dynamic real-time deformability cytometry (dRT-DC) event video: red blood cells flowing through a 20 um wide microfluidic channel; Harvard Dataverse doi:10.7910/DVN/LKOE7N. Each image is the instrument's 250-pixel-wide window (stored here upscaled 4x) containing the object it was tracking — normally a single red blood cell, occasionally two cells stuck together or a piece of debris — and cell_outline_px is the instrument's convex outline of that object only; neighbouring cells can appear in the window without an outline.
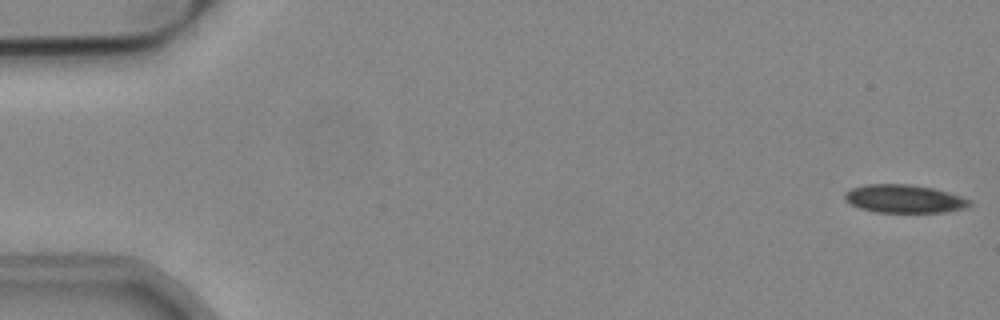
{"species": "common noctule bat (a hibernating species)", "species_latin": "Nyctalus noctula", "temperature_condition": "cold", "stored_images_in_passage": 15, "camera_frame_rate_fps": 3000, "um_per_image_px": 0.085, "animal": {"sex": "male", "body_mass_g": 19.2, "forearm_length_mm": 51.8}, "frame": {"image": 1, "passage_image": 1, "time_ms": 0.0, "image_size_px": [1000, 320], "cell_outline_px": [[972, 204], [968, 208], [944, 212], [876, 212], [860, 208], [844, 200], [844, 192], [852, 188], [868, 184], [908, 184], [932, 188], [948, 192], [972, 200]], "centroid_in_image_um": [76.88, 16.9], "position_along_channel_um": 8.1, "area_um2": 20.52}}
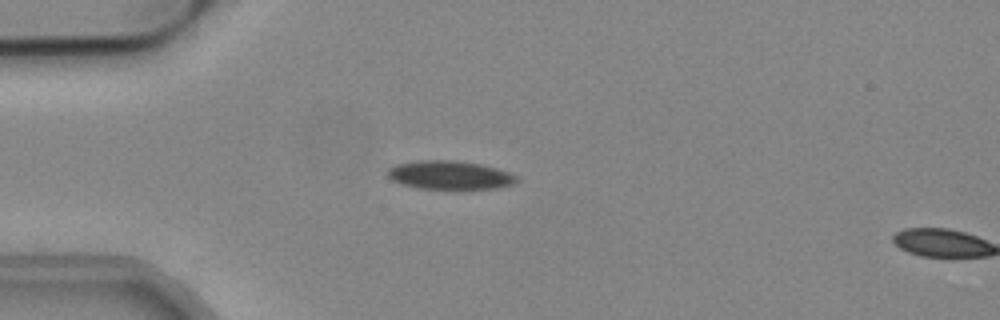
{"frame": {"image": 2, "passage_image": 14, "time_ms": 4.333, "image_size_px": [1000, 320], "cell_outline_px": [[520, 180], [512, 184], [496, 188], [460, 192], [456, 192], [420, 188], [404, 184], [392, 180], [388, 176], [388, 168], [396, 164], [420, 160], [452, 160], [480, 164], [496, 168], [508, 172], [516, 176]], "centroid_in_image_um": [38.26, 14.93], "position_along_channel_um": 46.7, "area_um2": 22.25}}